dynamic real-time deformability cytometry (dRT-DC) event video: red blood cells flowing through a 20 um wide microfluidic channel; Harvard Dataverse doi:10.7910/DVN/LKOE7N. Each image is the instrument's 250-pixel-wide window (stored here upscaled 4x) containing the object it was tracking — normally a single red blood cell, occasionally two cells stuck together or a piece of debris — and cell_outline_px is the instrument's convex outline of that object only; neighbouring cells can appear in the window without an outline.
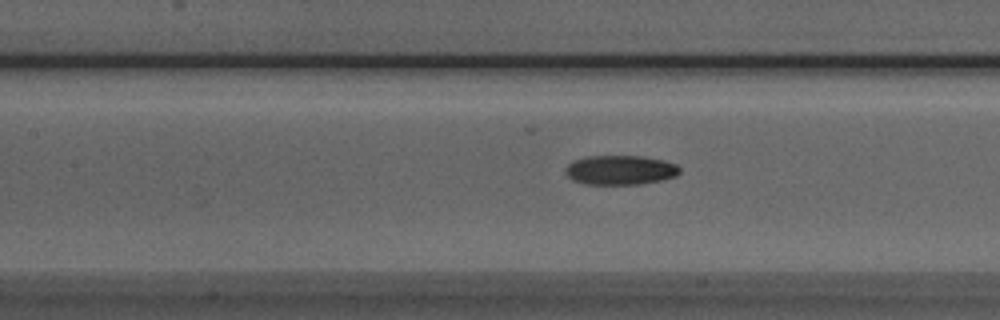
{"species": "Egyptian fruit bat (a non-hibernating species)", "species_latin": "Rousettus aegyptiacus", "temperature_condition": "room temperature", "stored_images_in_passage": 52, "camera_frame_rate_fps": 3000, "um_per_image_px": 0.085, "animal": {"sex": "male"}, "frame": {"image": 1, "passage_image": 21, "time_ms": 6.667, "image_size_px": [1000, 320], "cell_outline_px": [[680, 172], [676, 176], [660, 180], [640, 184], [584, 184], [572, 180], [564, 172], [564, 168], [568, 164], [576, 160], [588, 156], [640, 156], [664, 160], [676, 164], [680, 168]], "centroid_in_image_um": [52.71, 14.45], "position_along_channel_um": 154.7, "area_um2": 19.59}}
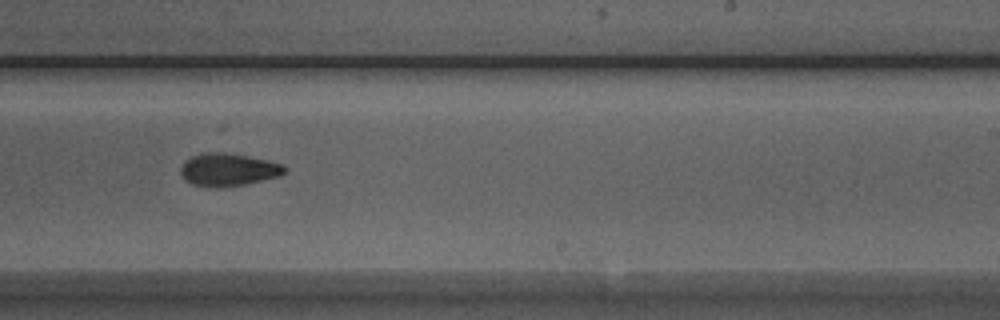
{"frame": {"image": 2, "passage_image": 30, "time_ms": 9.667, "image_size_px": [1000, 320], "cell_outline_px": [[288, 168], [280, 176], [248, 184], [224, 188], [208, 188], [192, 184], [184, 180], [180, 172], [180, 168], [184, 160], [192, 156], [208, 152], [224, 152], [248, 156], [268, 160], [284, 164]], "centroid_in_image_um": [19.4, 14.44], "position_along_channel_um": 269.6, "area_um2": 20.35}}
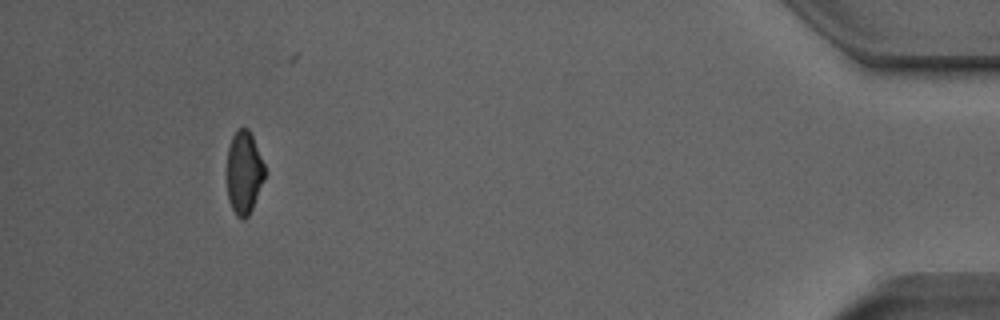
{"frame": {"image": 3, "passage_image": 47, "time_ms": 15.333, "image_size_px": [1000, 320], "cell_outline_px": [[264, 180], [252, 208], [248, 216], [244, 220], [236, 216], [232, 208], [228, 196], [228, 148], [232, 136], [240, 128], [248, 128], [252, 136], [264, 164]], "centroid_in_image_um": [20.74, 14.68], "position_along_channel_um": 414.5, "area_um2": 17.86}, "authors_computed_cell_mechanics": {"area_um2": 19.3341, "velocity_mm_per_s": 3.8405, "shape_relaxation_time_tau1_ms": null, "shape_relaxation_time_tau2_ms": 10.7326, "deformation_change_tau1": null, "deformation_change_tau2": 0.1801}}